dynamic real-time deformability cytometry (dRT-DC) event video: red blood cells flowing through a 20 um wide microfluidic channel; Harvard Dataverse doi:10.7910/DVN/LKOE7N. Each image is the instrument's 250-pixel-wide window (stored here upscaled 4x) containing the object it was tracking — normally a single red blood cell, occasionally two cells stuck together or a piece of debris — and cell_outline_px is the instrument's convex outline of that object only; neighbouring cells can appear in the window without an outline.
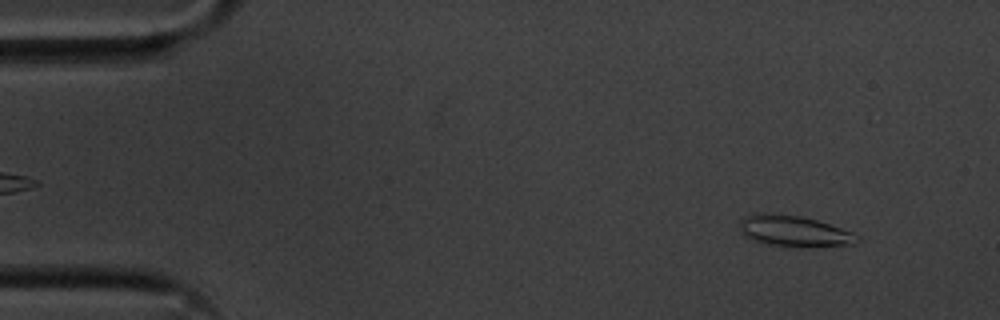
{"species": "common noctule bat (a hibernating species)", "species_latin": "Nyctalus noctula", "temperature_condition": "cold", "stored_images_in_passage": 56, "segment_of_instrument_passage": [1, 2], "camera_frame_rate_fps": 3000, "um_per_image_px": 0.085, "animal": {"sex": "male", "body_mass_g": 20.1, "forearm_length_mm": 53.5}, "frame": {"image": 1, "passage_image": 5, "time_ms": 1.333, "image_size_px": [1000, 320], "cell_outline_px": [[860, 240], [856, 244], [812, 248], [764, 244], [752, 240], [744, 236], [740, 232], [740, 224], [744, 216], [752, 212], [764, 212], [800, 216], [816, 220], [852, 232], [860, 236]], "centroid_in_image_um": [67.49, 19.66], "position_along_channel_um": 17.5, "area_um2": 21.73}}
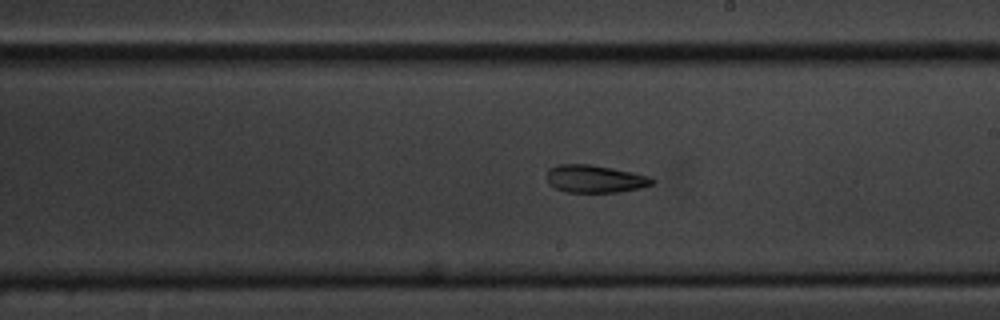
{"frame": {"image": 2, "passage_image": 31, "time_ms": 10.0, "image_size_px": [1000, 320], "cell_outline_px": [[656, 180], [652, 184], [640, 188], [620, 192], [564, 192], [552, 188], [548, 184], [544, 176], [548, 168], [560, 164], [588, 164], [612, 168], [632, 172], [648, 176]], "centroid_in_image_um": [50.49, 15.21], "position_along_channel_um": 238.5, "area_um2": 17.28}}
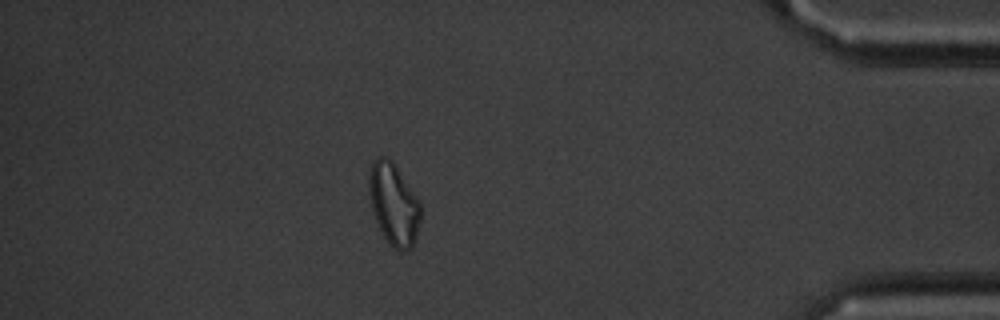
{"frame": {"image": 3, "passage_image": 48, "time_ms": 15.667, "image_size_px": [1000, 320], "cell_outline_px": [[420, 220], [416, 236], [412, 248], [404, 252], [400, 252], [392, 248], [388, 244], [372, 212], [368, 192], [368, 176], [372, 164], [380, 156], [384, 156], [392, 160], [416, 196], [420, 204]], "centroid_in_image_um": [33.45, 17.39], "position_along_channel_um": 401.7, "area_um2": 24.62}}